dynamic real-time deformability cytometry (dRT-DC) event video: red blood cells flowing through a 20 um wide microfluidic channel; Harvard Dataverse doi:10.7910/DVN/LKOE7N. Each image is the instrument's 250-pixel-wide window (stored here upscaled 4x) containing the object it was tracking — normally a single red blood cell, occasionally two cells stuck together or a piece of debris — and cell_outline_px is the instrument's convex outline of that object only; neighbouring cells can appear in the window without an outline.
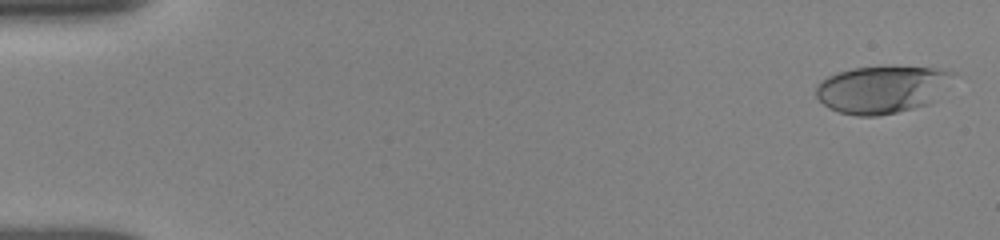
{"species": "human", "species_latin": "Homo sapiens", "temperature_condition": "room temperature", "stored_images_in_passage": 24, "camera_frame_rate_fps": 3000, "um_per_image_px": 0.085, "donor": {"sex": "female"}, "frame": {"image": 1, "passage_image": 1, "time_ms": 0.0, "image_size_px": [1000, 240], "cell_outline_px": [[956, 72], [932, 100], [928, 104], [896, 112], [876, 116], [856, 116], [840, 112], [828, 108], [816, 96], [816, 84], [828, 76], [852, 68], [892, 64], [896, 64], [948, 68]], "centroid_in_image_um": [74.96, 7.54], "position_along_channel_um": 10.0, "area_um2": 38.44}}
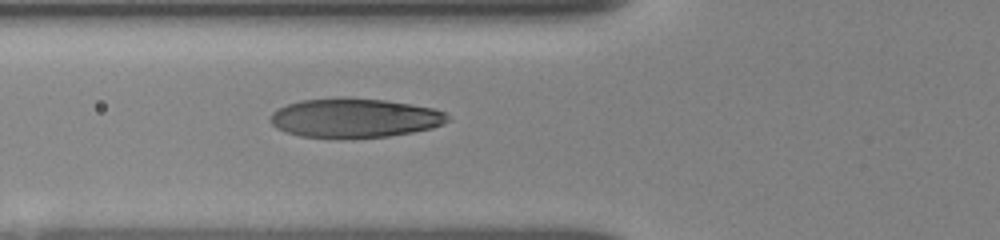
{"frame": {"image": 2, "passage_image": 21, "time_ms": 6.0, "image_size_px": [1000, 240], "cell_outline_px": [[452, 120], [444, 124], [432, 128], [412, 132], [388, 136], [340, 140], [300, 136], [284, 132], [276, 128], [268, 120], [272, 112], [288, 104], [300, 100], [340, 96], [348, 96], [384, 100], [432, 108], [444, 112]], "centroid_in_image_um": [30.09, 10.04], "position_along_channel_um": 95.7, "area_um2": 41.56}}
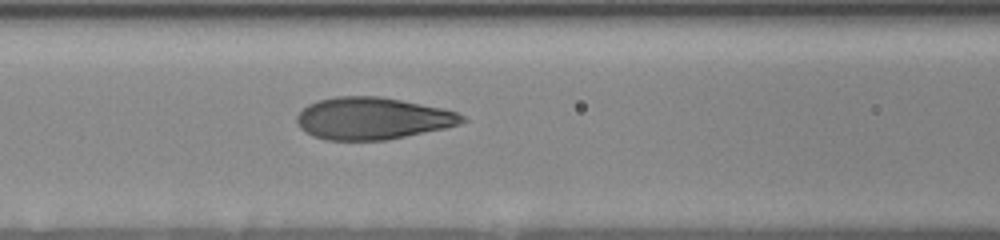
{"frame": {"image": 3, "passage_image": 24, "time_ms": 7.0, "image_size_px": [1000, 240], "cell_outline_px": [[468, 120], [444, 128], [384, 140], [328, 140], [312, 136], [304, 132], [296, 124], [296, 116], [308, 104], [316, 100], [336, 96], [380, 96], [444, 108], [456, 112], [464, 116]], "centroid_in_image_um": [31.61, 10.05], "position_along_channel_um": 135.0, "area_um2": 40.52}}